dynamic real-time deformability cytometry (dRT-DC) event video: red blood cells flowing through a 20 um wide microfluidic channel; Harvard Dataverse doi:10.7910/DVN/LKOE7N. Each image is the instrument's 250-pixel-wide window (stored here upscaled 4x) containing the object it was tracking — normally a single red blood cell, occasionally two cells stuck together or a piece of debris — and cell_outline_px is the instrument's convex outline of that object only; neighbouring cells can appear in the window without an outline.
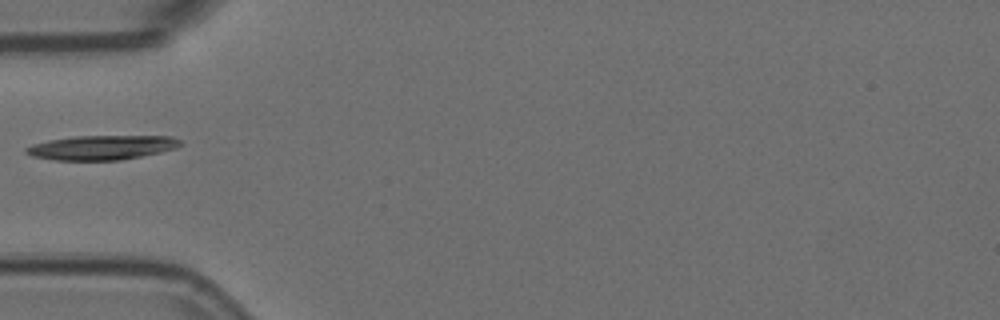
{"species": "Egyptian fruit bat (a non-hibernating species)", "species_latin": "Rousettus aegyptiacus", "temperature_condition": "room temperature", "stored_images_in_passage": 1, "camera_frame_rate_fps": 3000, "um_per_image_px": 0.085, "animal": {"sex": "female"}, "frame": {"image": 1, "passage_image": 1, "time_ms": 0.0, "image_size_px": [1000, 320], "cell_outline_px": [[184, 144], [176, 148], [160, 152], [120, 160], [56, 160], [32, 156], [24, 152], [24, 148], [32, 144], [48, 140], [76, 136], [172, 136], [184, 140]], "centroid_in_image_um": [8.68, 12.53], "position_along_channel_um": 76.3, "area_um2": 22.08}}